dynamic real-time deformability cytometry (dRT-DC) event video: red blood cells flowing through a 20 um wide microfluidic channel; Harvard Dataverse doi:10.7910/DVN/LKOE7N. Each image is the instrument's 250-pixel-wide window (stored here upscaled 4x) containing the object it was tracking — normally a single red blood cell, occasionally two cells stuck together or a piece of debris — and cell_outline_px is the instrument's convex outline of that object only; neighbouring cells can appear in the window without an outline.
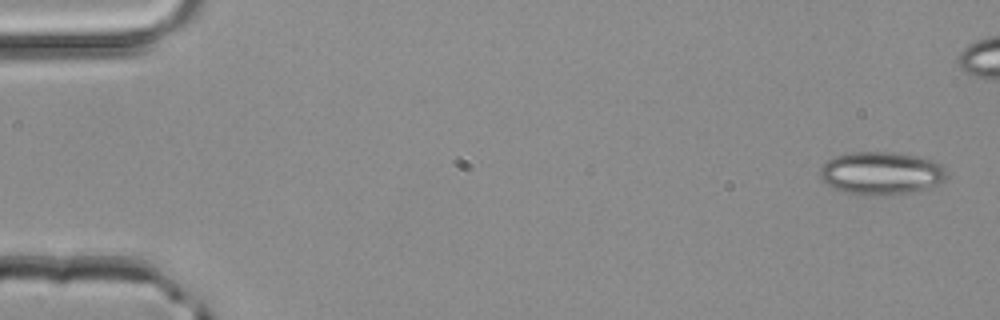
{"species": "common noctule bat (a hibernating species)", "species_latin": "Nyctalus noctula", "temperature_condition": "room temperature", "stored_images_in_passage": 4, "camera_frame_rate_fps": 3000, "um_per_image_px": 0.085, "animal": {"sex": "male", "body_mass_g": 20.4}, "frame": {"image": 1, "passage_image": 1, "time_ms": 0.0, "image_size_px": [1000, 320], "cell_outline_px": [[948, 176], [940, 184], [912, 192], [876, 196], [852, 192], [836, 188], [828, 184], [820, 176], [820, 168], [828, 160], [836, 156], [852, 152], [892, 152], [920, 156], [932, 160], [940, 164], [944, 168]], "centroid_in_image_um": [74.96, 14.7], "position_along_channel_um": 10.0, "area_um2": 31.33}}